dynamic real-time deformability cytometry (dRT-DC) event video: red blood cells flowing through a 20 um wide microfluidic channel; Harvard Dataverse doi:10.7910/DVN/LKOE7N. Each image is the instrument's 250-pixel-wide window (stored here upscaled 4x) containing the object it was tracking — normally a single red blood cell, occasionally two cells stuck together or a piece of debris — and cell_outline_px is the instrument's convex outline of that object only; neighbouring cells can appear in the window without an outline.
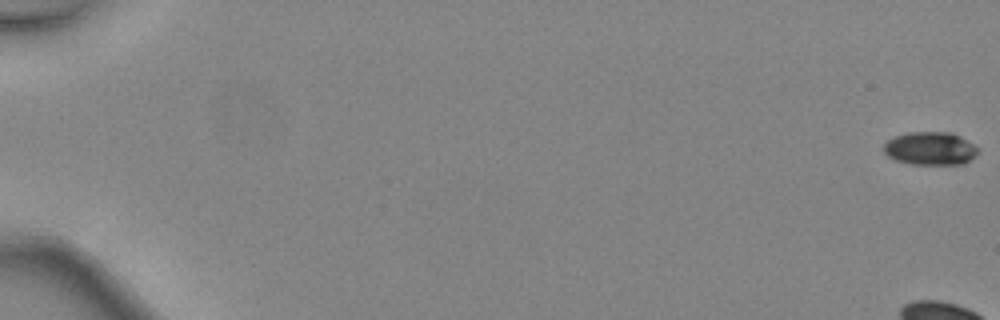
{"species": "common noctule bat (a hibernating species)", "species_latin": "Nyctalus noctula", "temperature_condition": "warm", "stored_images_in_passage": 8, "camera_frame_rate_fps": 3000, "um_per_image_px": 0.085, "animal": {"sex": "female", "body_mass_g": 24.6, "forearm_length_mm": 56.2}, "frame": {"image": 1, "passage_image": 1, "time_ms": 0.0, "image_size_px": [1000, 320], "cell_outline_px": [[976, 156], [964, 164], [908, 164], [896, 160], [888, 156], [884, 152], [884, 144], [888, 140], [896, 136], [908, 132], [952, 132], [960, 136], [972, 144], [976, 148]], "centroid_in_image_um": [79.06, 12.62], "position_along_channel_um": 5.9, "area_um2": 18.09}}